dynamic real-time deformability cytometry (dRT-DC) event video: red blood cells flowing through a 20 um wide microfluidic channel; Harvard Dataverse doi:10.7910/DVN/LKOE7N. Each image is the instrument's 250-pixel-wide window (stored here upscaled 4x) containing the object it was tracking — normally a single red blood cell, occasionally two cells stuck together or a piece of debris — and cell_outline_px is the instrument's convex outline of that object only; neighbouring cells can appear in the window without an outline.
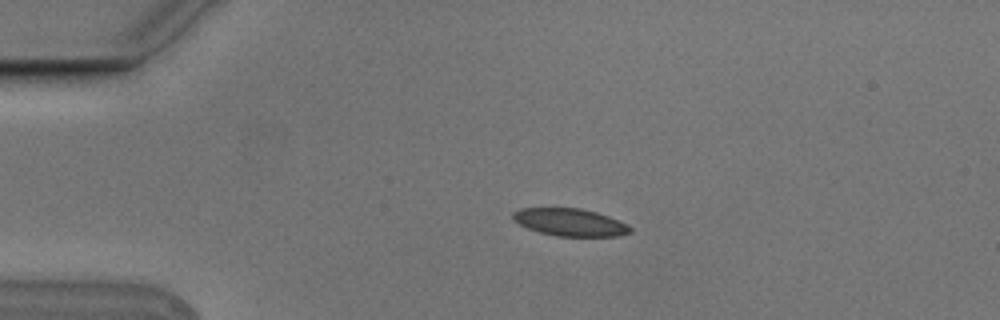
{"species": "Egyptian fruit bat (a non-hibernating species)", "species_latin": "Rousettus aegyptiacus", "temperature_condition": "cold", "stored_images_in_passage": 3, "camera_frame_rate_fps": 3000, "um_per_image_px": 0.085, "animal": {"sex": "male"}, "frame": {"image": 1, "passage_image": 2, "time_ms": 0.333, "image_size_px": [1000, 320], "cell_outline_px": [[632, 232], [616, 236], [556, 236], [540, 232], [528, 228], [512, 220], [512, 212], [520, 208], [580, 208], [596, 212], [608, 216], [628, 224], [632, 228]], "centroid_in_image_um": [48.45, 18.89], "position_along_channel_um": 36.6, "area_um2": 18.79}}